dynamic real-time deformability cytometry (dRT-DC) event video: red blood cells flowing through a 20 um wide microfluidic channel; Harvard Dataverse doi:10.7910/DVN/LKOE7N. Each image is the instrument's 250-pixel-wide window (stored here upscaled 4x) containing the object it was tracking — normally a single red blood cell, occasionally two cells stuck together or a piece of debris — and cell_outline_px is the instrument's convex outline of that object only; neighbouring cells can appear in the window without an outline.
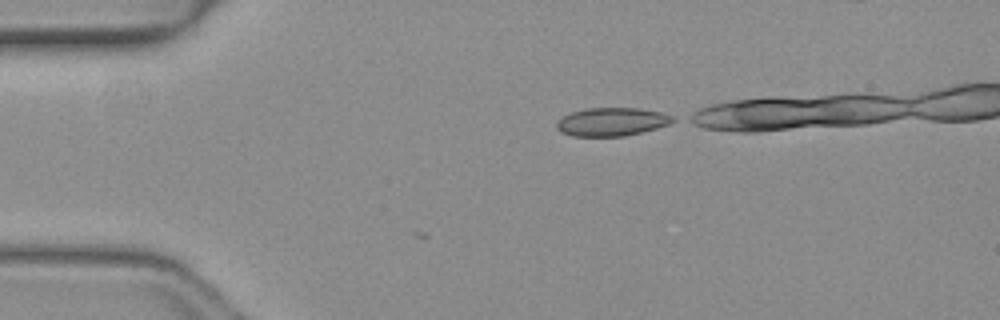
{"species": "common noctule bat (a hibernating species)", "species_latin": "Nyctalus noctula", "temperature_condition": "warm", "stored_images_in_passage": 5, "camera_frame_rate_fps": 3000, "um_per_image_px": 0.085, "animal": {"sex": "female", "body_mass_g": 19.3, "forearm_length_mm": 54.1}, "frame": {"image": 1, "passage_image": 5, "time_ms": 1.333, "image_size_px": [1000, 320], "cell_outline_px": [[676, 120], [668, 124], [656, 128], [624, 136], [572, 136], [560, 132], [556, 128], [556, 120], [572, 112], [588, 108], [640, 108], [664, 112], [676, 116]], "centroid_in_image_um": [52.02, 10.34], "position_along_channel_um": 33.0, "area_um2": 19.31}}